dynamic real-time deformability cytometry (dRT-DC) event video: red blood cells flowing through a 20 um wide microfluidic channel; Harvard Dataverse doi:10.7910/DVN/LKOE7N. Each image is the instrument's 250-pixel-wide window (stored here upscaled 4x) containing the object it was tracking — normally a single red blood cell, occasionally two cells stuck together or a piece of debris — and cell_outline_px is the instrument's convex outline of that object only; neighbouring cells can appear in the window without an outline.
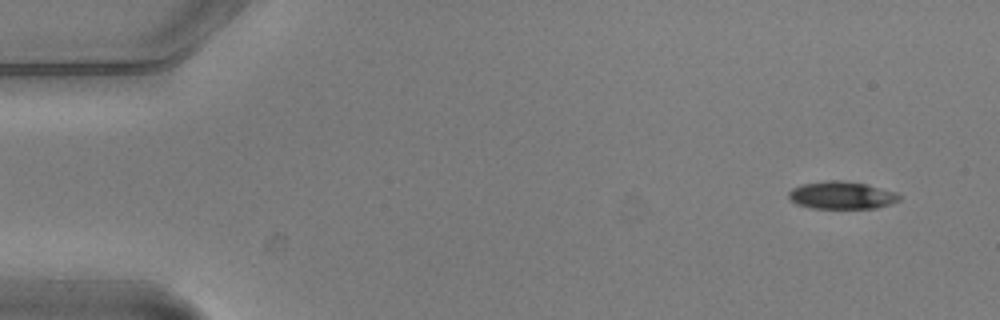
{"species": "common noctule bat (a hibernating species)", "species_latin": "Nyctalus noctula", "temperature_condition": "warm", "stored_images_in_passage": 4, "camera_frame_rate_fps": 3000, "um_per_image_px": 0.085, "animal": {"sex": "male", "body_mass_g": 20.5, "forearm_length_mm": 52.5}, "frame": {"image": 1, "passage_image": 1, "time_ms": 0.0, "image_size_px": [1000, 320], "cell_outline_px": [[900, 200], [876, 208], [812, 208], [796, 204], [788, 196], [788, 192], [792, 188], [800, 184], [828, 180], [840, 180], [868, 184], [896, 192], [900, 196]], "centroid_in_image_um": [71.52, 16.58], "position_along_channel_um": 13.5, "area_um2": 17.8}}
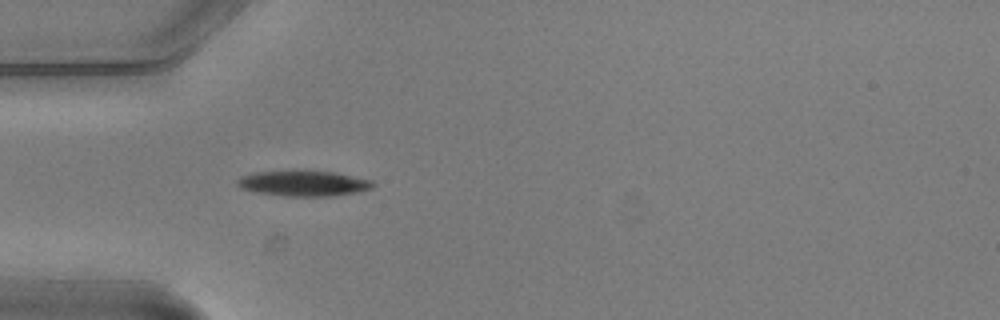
{"frame": {"image": 2, "passage_image": 4, "time_ms": 1.0, "image_size_px": [1000, 320], "cell_outline_px": [[376, 184], [372, 188], [360, 192], [332, 196], [288, 196], [256, 192], [240, 188], [236, 184], [236, 180], [240, 176], [252, 172], [292, 168], [304, 168], [336, 172], [372, 180]], "centroid_in_image_um": [25.78, 15.53], "position_along_channel_um": 59.2, "area_um2": 21.33}}